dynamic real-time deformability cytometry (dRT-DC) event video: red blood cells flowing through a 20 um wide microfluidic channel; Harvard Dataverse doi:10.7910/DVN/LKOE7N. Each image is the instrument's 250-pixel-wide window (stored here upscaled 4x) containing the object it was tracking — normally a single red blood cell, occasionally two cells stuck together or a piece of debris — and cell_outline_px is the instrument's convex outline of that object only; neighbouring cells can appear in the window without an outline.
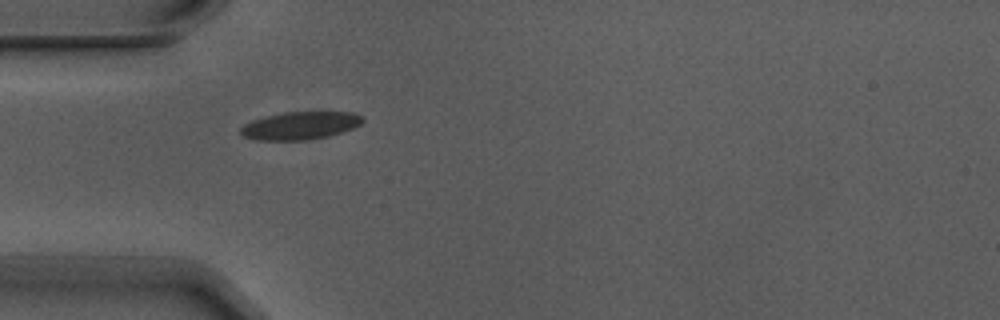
{"species": "Egyptian fruit bat (a non-hibernating species)", "species_latin": "Rousettus aegyptiacus", "temperature_condition": "warm", "stored_images_in_passage": 3, "camera_frame_rate_fps": 3000, "um_per_image_px": 0.085, "animal": {"sex": "male"}, "frame": {"image": 1, "passage_image": 2, "time_ms": 0.333, "image_size_px": [1000, 320], "cell_outline_px": [[364, 120], [360, 124], [352, 128], [328, 136], [304, 140], [256, 140], [244, 136], [240, 132], [240, 128], [244, 124], [252, 120], [264, 116], [284, 112], [356, 112]], "centroid_in_image_um": [25.49, 10.67], "position_along_channel_um": 59.5, "area_um2": 19.65}}